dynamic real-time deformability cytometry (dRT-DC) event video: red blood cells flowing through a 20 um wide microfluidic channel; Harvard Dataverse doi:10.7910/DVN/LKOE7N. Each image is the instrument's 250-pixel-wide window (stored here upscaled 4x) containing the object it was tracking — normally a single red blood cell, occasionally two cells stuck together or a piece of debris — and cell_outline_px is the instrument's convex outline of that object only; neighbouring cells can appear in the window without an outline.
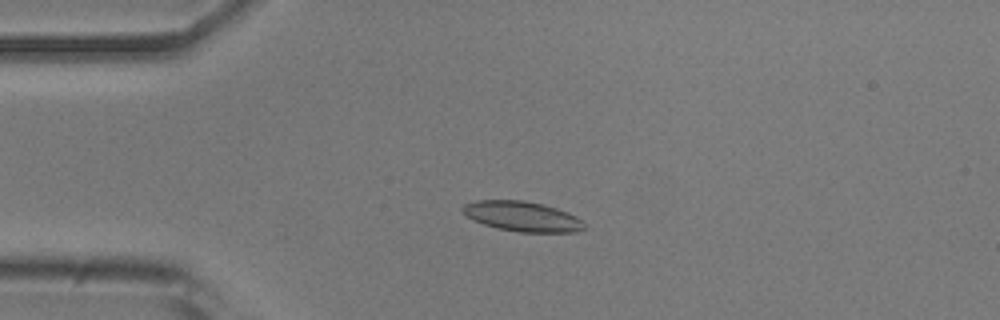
{"species": "common noctule bat (a hibernating species)", "species_latin": "Nyctalus noctula", "temperature_condition": "room temperature", "stored_images_in_passage": 37, "camera_frame_rate_fps": 3000, "um_per_image_px": 0.085, "animal": {"sex": "male", "body_mass_g": 20.5, "forearm_length_mm": 52.5}, "frame": {"image": 1, "passage_image": 13, "time_ms": 4.0, "image_size_px": [1000, 320], "cell_outline_px": [[584, 228], [576, 232], [520, 232], [496, 228], [472, 220], [460, 212], [460, 208], [464, 204], [476, 200], [524, 200], [544, 204], [568, 212], [576, 216], [584, 224]], "centroid_in_image_um": [44.33, 18.38], "position_along_channel_um": 40.7, "area_um2": 21.44}}
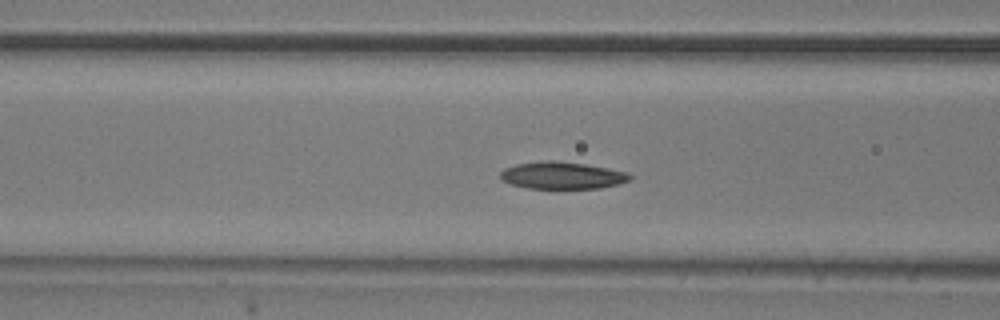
{"frame": {"image": 2, "passage_image": 21, "time_ms": 6.667, "image_size_px": [1000, 320], "cell_outline_px": [[632, 180], [620, 184], [600, 188], [528, 188], [512, 184], [500, 180], [500, 172], [504, 168], [516, 164], [548, 160], [552, 160], [584, 164], [608, 168], [628, 172], [632, 176]], "centroid_in_image_um": [47.8, 14.91], "position_along_channel_um": 118.8, "area_um2": 20.52}}
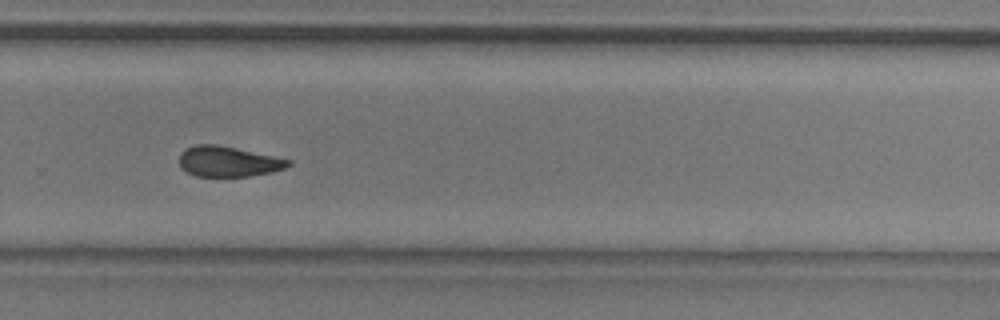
{"frame": {"image": 3, "passage_image": 36, "time_ms": 11.667, "image_size_px": [1000, 320], "cell_outline_px": [[292, 164], [284, 168], [272, 172], [252, 176], [196, 176], [188, 172], [180, 164], [180, 152], [184, 148], [196, 144], [216, 144], [292, 160]], "centroid_in_image_um": [19.4, 13.72], "position_along_channel_um": 310.4, "area_um2": 19.19}}